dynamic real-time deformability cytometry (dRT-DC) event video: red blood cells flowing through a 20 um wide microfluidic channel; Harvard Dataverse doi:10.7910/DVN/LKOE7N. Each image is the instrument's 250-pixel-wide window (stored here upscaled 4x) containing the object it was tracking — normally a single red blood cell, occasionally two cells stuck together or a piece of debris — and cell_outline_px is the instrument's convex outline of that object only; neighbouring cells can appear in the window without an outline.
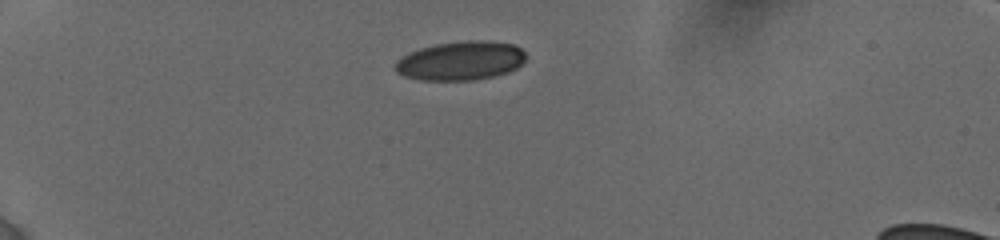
{"species": "human", "species_latin": "Homo sapiens", "temperature_condition": "cold", "stored_images_in_passage": 43, "camera_frame_rate_fps": 3000, "um_per_image_px": 0.085, "donor": {"sex": "female"}, "frame": {"image": 1, "passage_image": 1, "time_ms": 0.0, "image_size_px": [1000, 240], "cell_outline_px": [[524, 60], [516, 68], [508, 72], [492, 76], [472, 80], [420, 80], [404, 76], [396, 72], [396, 60], [408, 52], [420, 48], [436, 44], [464, 40], [488, 40], [512, 44], [520, 48], [524, 52]], "centroid_in_image_um": [39.12, 5.15], "position_along_channel_um": 45.9, "area_um2": 29.59}}
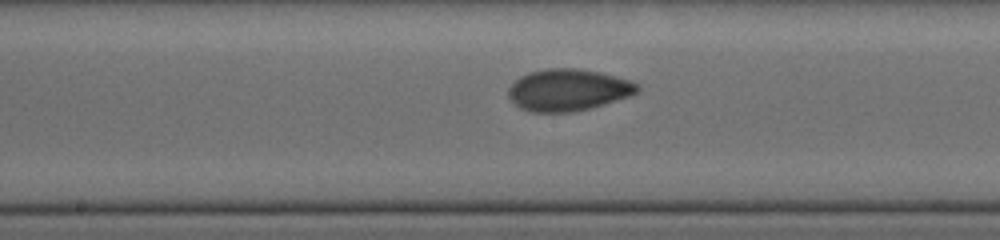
{"frame": {"image": 2, "passage_image": 27, "time_ms": 5.333, "image_size_px": [1000, 240], "cell_outline_px": [[640, 88], [636, 92], [628, 96], [588, 108], [568, 112], [532, 112], [520, 108], [508, 96], [508, 88], [520, 76], [532, 72], [548, 68], [580, 68], [600, 72], [628, 80], [640, 84]], "centroid_in_image_um": [48.27, 7.63], "position_along_channel_um": 199.9, "area_um2": 30.98}}
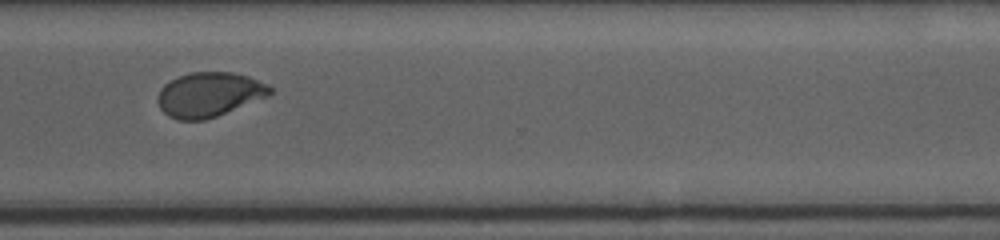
{"frame": {"image": 3, "passage_image": 42, "time_ms": 9.333, "image_size_px": [1000, 240], "cell_outline_px": [[272, 92], [268, 96], [216, 116], [204, 120], [180, 120], [168, 116], [160, 108], [156, 100], [156, 96], [160, 88], [168, 80], [176, 76], [192, 72], [232, 72], [248, 76], [268, 84], [272, 88]], "centroid_in_image_um": [17.73, 8.02], "position_along_channel_um": 352.9, "area_um2": 29.3}}